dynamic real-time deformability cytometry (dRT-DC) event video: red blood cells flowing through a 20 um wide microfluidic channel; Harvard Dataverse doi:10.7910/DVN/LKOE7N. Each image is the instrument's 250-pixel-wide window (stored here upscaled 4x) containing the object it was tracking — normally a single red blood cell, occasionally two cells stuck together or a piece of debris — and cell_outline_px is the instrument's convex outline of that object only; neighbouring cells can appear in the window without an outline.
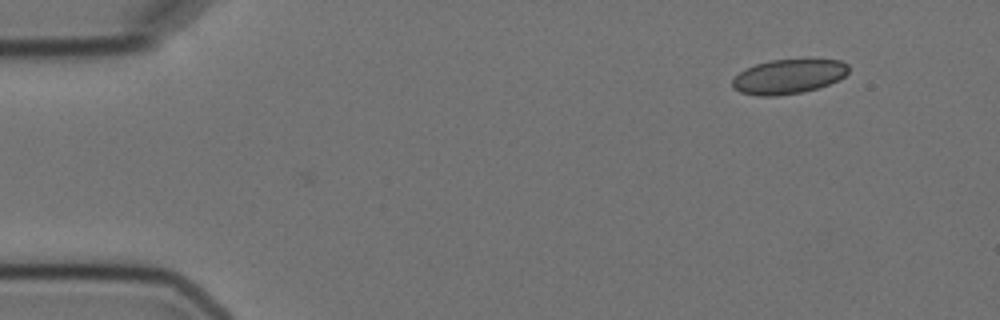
{"species": "Egyptian fruit bat (a non-hibernating species)", "species_latin": "Rousettus aegyptiacus", "temperature_condition": "cold", "stored_images_in_passage": 5, "camera_frame_rate_fps": 3000, "um_per_image_px": 0.085, "animal": {"sex": "female"}, "frame": {"image": 1, "passage_image": 1, "time_ms": 0.0, "image_size_px": [1000, 320], "cell_outline_px": [[848, 72], [840, 80], [816, 88], [800, 92], [776, 96], [756, 96], [740, 92], [732, 88], [732, 80], [740, 72], [756, 64], [768, 60], [840, 60], [848, 64]], "centroid_in_image_um": [67.0, 6.51], "position_along_channel_um": 18.0, "area_um2": 23.18}}
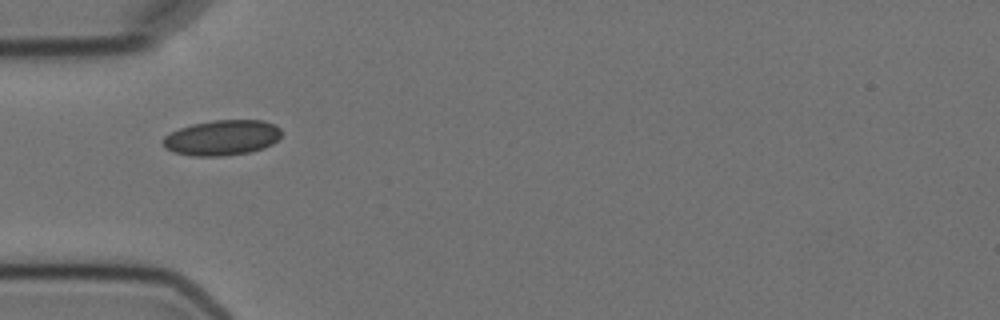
{"frame": {"image": 2, "passage_image": 4, "time_ms": 4.0, "image_size_px": [1000, 320], "cell_outline_px": [[280, 136], [272, 144], [264, 148], [248, 152], [224, 156], [192, 156], [172, 152], [164, 148], [160, 140], [164, 136], [180, 128], [192, 124], [212, 120], [264, 120], [276, 124], [280, 128]], "centroid_in_image_um": [18.84, 11.7], "position_along_channel_um": 66.2, "area_um2": 24.62}}
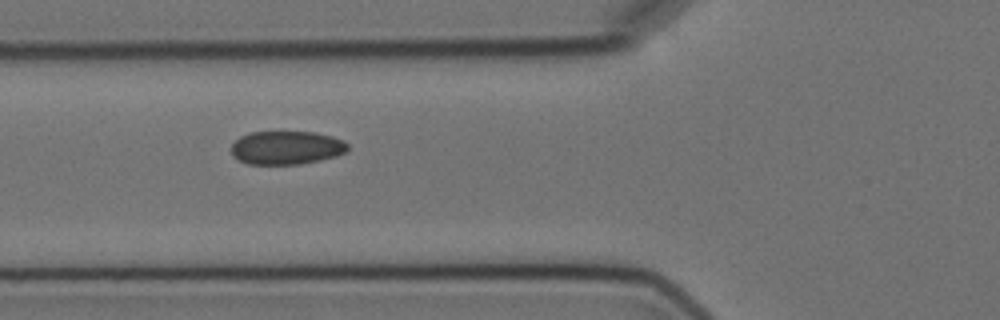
{"frame": {"image": 3, "passage_image": 5, "time_ms": 5.0, "image_size_px": [1000, 320], "cell_outline_px": [[348, 148], [344, 152], [336, 156], [320, 160], [300, 164], [248, 164], [232, 156], [232, 144], [240, 136], [252, 132], [316, 132], [332, 136], [344, 140], [348, 144]], "centroid_in_image_um": [24.36, 12.55], "position_along_channel_um": 101.4, "area_um2": 22.72}}